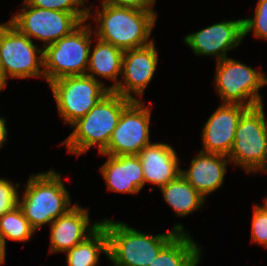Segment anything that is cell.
Listing matches in <instances>:
<instances>
[{
  "label": "cell",
  "instance_id": "obj_7",
  "mask_svg": "<svg viewBox=\"0 0 267 266\" xmlns=\"http://www.w3.org/2000/svg\"><path fill=\"white\" fill-rule=\"evenodd\" d=\"M23 3L24 7L9 22L31 40L33 37L43 41L42 48L69 35L82 22L88 21L89 14H71Z\"/></svg>",
  "mask_w": 267,
  "mask_h": 266
},
{
  "label": "cell",
  "instance_id": "obj_25",
  "mask_svg": "<svg viewBox=\"0 0 267 266\" xmlns=\"http://www.w3.org/2000/svg\"><path fill=\"white\" fill-rule=\"evenodd\" d=\"M251 30L257 38L267 39V0H258L254 17L243 19V37Z\"/></svg>",
  "mask_w": 267,
  "mask_h": 266
},
{
  "label": "cell",
  "instance_id": "obj_16",
  "mask_svg": "<svg viewBox=\"0 0 267 266\" xmlns=\"http://www.w3.org/2000/svg\"><path fill=\"white\" fill-rule=\"evenodd\" d=\"M137 156L142 164L144 185L148 182L160 188L181 174L177 153L168 144L151 143Z\"/></svg>",
  "mask_w": 267,
  "mask_h": 266
},
{
  "label": "cell",
  "instance_id": "obj_14",
  "mask_svg": "<svg viewBox=\"0 0 267 266\" xmlns=\"http://www.w3.org/2000/svg\"><path fill=\"white\" fill-rule=\"evenodd\" d=\"M247 109L240 104L222 103L204 125L201 152L229 156L238 122Z\"/></svg>",
  "mask_w": 267,
  "mask_h": 266
},
{
  "label": "cell",
  "instance_id": "obj_27",
  "mask_svg": "<svg viewBox=\"0 0 267 266\" xmlns=\"http://www.w3.org/2000/svg\"><path fill=\"white\" fill-rule=\"evenodd\" d=\"M252 216V241L267 247V212L261 205H254Z\"/></svg>",
  "mask_w": 267,
  "mask_h": 266
},
{
  "label": "cell",
  "instance_id": "obj_31",
  "mask_svg": "<svg viewBox=\"0 0 267 266\" xmlns=\"http://www.w3.org/2000/svg\"><path fill=\"white\" fill-rule=\"evenodd\" d=\"M261 170H263L264 172H267V146H266V151H265L263 161L261 165L254 172H258Z\"/></svg>",
  "mask_w": 267,
  "mask_h": 266
},
{
  "label": "cell",
  "instance_id": "obj_1",
  "mask_svg": "<svg viewBox=\"0 0 267 266\" xmlns=\"http://www.w3.org/2000/svg\"><path fill=\"white\" fill-rule=\"evenodd\" d=\"M101 222L108 235V259L114 266H148L178 233H185L182 224L155 236L137 231L125 222L106 218Z\"/></svg>",
  "mask_w": 267,
  "mask_h": 266
},
{
  "label": "cell",
  "instance_id": "obj_11",
  "mask_svg": "<svg viewBox=\"0 0 267 266\" xmlns=\"http://www.w3.org/2000/svg\"><path fill=\"white\" fill-rule=\"evenodd\" d=\"M149 107L141 100H132L122 111L107 148L102 155H138L150 142Z\"/></svg>",
  "mask_w": 267,
  "mask_h": 266
},
{
  "label": "cell",
  "instance_id": "obj_5",
  "mask_svg": "<svg viewBox=\"0 0 267 266\" xmlns=\"http://www.w3.org/2000/svg\"><path fill=\"white\" fill-rule=\"evenodd\" d=\"M84 23L43 48V71L48 84L65 76L86 75L94 32Z\"/></svg>",
  "mask_w": 267,
  "mask_h": 266
},
{
  "label": "cell",
  "instance_id": "obj_3",
  "mask_svg": "<svg viewBox=\"0 0 267 266\" xmlns=\"http://www.w3.org/2000/svg\"><path fill=\"white\" fill-rule=\"evenodd\" d=\"M132 100L110 91L81 119L71 125L73 132L62 142L69 153L80 156L91 147L101 154L108 146L123 109Z\"/></svg>",
  "mask_w": 267,
  "mask_h": 266
},
{
  "label": "cell",
  "instance_id": "obj_23",
  "mask_svg": "<svg viewBox=\"0 0 267 266\" xmlns=\"http://www.w3.org/2000/svg\"><path fill=\"white\" fill-rule=\"evenodd\" d=\"M34 232L19 206L0 216V238L5 243L6 239L25 242L31 239Z\"/></svg>",
  "mask_w": 267,
  "mask_h": 266
},
{
  "label": "cell",
  "instance_id": "obj_13",
  "mask_svg": "<svg viewBox=\"0 0 267 266\" xmlns=\"http://www.w3.org/2000/svg\"><path fill=\"white\" fill-rule=\"evenodd\" d=\"M243 19L215 23L195 33L188 34L184 42L195 55L216 56V61L227 58V51L243 40Z\"/></svg>",
  "mask_w": 267,
  "mask_h": 266
},
{
  "label": "cell",
  "instance_id": "obj_8",
  "mask_svg": "<svg viewBox=\"0 0 267 266\" xmlns=\"http://www.w3.org/2000/svg\"><path fill=\"white\" fill-rule=\"evenodd\" d=\"M64 123L83 118L110 90L88 75L65 76L49 83Z\"/></svg>",
  "mask_w": 267,
  "mask_h": 266
},
{
  "label": "cell",
  "instance_id": "obj_30",
  "mask_svg": "<svg viewBox=\"0 0 267 266\" xmlns=\"http://www.w3.org/2000/svg\"><path fill=\"white\" fill-rule=\"evenodd\" d=\"M6 243L0 238V265L5 262Z\"/></svg>",
  "mask_w": 267,
  "mask_h": 266
},
{
  "label": "cell",
  "instance_id": "obj_32",
  "mask_svg": "<svg viewBox=\"0 0 267 266\" xmlns=\"http://www.w3.org/2000/svg\"><path fill=\"white\" fill-rule=\"evenodd\" d=\"M5 87V74L1 64V57H0V91Z\"/></svg>",
  "mask_w": 267,
  "mask_h": 266
},
{
  "label": "cell",
  "instance_id": "obj_17",
  "mask_svg": "<svg viewBox=\"0 0 267 266\" xmlns=\"http://www.w3.org/2000/svg\"><path fill=\"white\" fill-rule=\"evenodd\" d=\"M101 174L111 192L136 194L144 186L142 164L137 155H107Z\"/></svg>",
  "mask_w": 267,
  "mask_h": 266
},
{
  "label": "cell",
  "instance_id": "obj_28",
  "mask_svg": "<svg viewBox=\"0 0 267 266\" xmlns=\"http://www.w3.org/2000/svg\"><path fill=\"white\" fill-rule=\"evenodd\" d=\"M156 0H101V3L120 7H131L143 11H154Z\"/></svg>",
  "mask_w": 267,
  "mask_h": 266
},
{
  "label": "cell",
  "instance_id": "obj_24",
  "mask_svg": "<svg viewBox=\"0 0 267 266\" xmlns=\"http://www.w3.org/2000/svg\"><path fill=\"white\" fill-rule=\"evenodd\" d=\"M28 5L40 7L44 9L68 12L71 14H89L91 10L85 6L84 0H24ZM79 6L81 8H79ZM84 7V8H83Z\"/></svg>",
  "mask_w": 267,
  "mask_h": 266
},
{
  "label": "cell",
  "instance_id": "obj_4",
  "mask_svg": "<svg viewBox=\"0 0 267 266\" xmlns=\"http://www.w3.org/2000/svg\"><path fill=\"white\" fill-rule=\"evenodd\" d=\"M24 187L18 206L35 231L73 207L61 175L52 169L31 175Z\"/></svg>",
  "mask_w": 267,
  "mask_h": 266
},
{
  "label": "cell",
  "instance_id": "obj_6",
  "mask_svg": "<svg viewBox=\"0 0 267 266\" xmlns=\"http://www.w3.org/2000/svg\"><path fill=\"white\" fill-rule=\"evenodd\" d=\"M216 65L215 88L223 104L263 105L259 90L267 84V77L261 71L228 57Z\"/></svg>",
  "mask_w": 267,
  "mask_h": 266
},
{
  "label": "cell",
  "instance_id": "obj_33",
  "mask_svg": "<svg viewBox=\"0 0 267 266\" xmlns=\"http://www.w3.org/2000/svg\"><path fill=\"white\" fill-rule=\"evenodd\" d=\"M267 212V197L264 199V205H261Z\"/></svg>",
  "mask_w": 267,
  "mask_h": 266
},
{
  "label": "cell",
  "instance_id": "obj_29",
  "mask_svg": "<svg viewBox=\"0 0 267 266\" xmlns=\"http://www.w3.org/2000/svg\"><path fill=\"white\" fill-rule=\"evenodd\" d=\"M6 119L5 117H0V148L3 147L5 142L7 141V128H6Z\"/></svg>",
  "mask_w": 267,
  "mask_h": 266
},
{
  "label": "cell",
  "instance_id": "obj_20",
  "mask_svg": "<svg viewBox=\"0 0 267 266\" xmlns=\"http://www.w3.org/2000/svg\"><path fill=\"white\" fill-rule=\"evenodd\" d=\"M187 232L178 233L148 266H197L201 246Z\"/></svg>",
  "mask_w": 267,
  "mask_h": 266
},
{
  "label": "cell",
  "instance_id": "obj_19",
  "mask_svg": "<svg viewBox=\"0 0 267 266\" xmlns=\"http://www.w3.org/2000/svg\"><path fill=\"white\" fill-rule=\"evenodd\" d=\"M123 55L124 51L122 49L97 38L94 49L90 48L87 67L88 72H90L86 75L93 79H96L95 75H99L101 78L113 80L115 83L108 87L110 91H113L120 82L118 76L121 75L122 71Z\"/></svg>",
  "mask_w": 267,
  "mask_h": 266
},
{
  "label": "cell",
  "instance_id": "obj_9",
  "mask_svg": "<svg viewBox=\"0 0 267 266\" xmlns=\"http://www.w3.org/2000/svg\"><path fill=\"white\" fill-rule=\"evenodd\" d=\"M39 53V56H38ZM0 57L8 78L44 77L43 48L37 49L33 40L21 33L9 21L0 24Z\"/></svg>",
  "mask_w": 267,
  "mask_h": 266
},
{
  "label": "cell",
  "instance_id": "obj_12",
  "mask_svg": "<svg viewBox=\"0 0 267 266\" xmlns=\"http://www.w3.org/2000/svg\"><path fill=\"white\" fill-rule=\"evenodd\" d=\"M154 44L153 41L147 46L124 51L121 71L123 81L120 80L113 92L130 100H141L136 96H143L157 68L158 52Z\"/></svg>",
  "mask_w": 267,
  "mask_h": 266
},
{
  "label": "cell",
  "instance_id": "obj_22",
  "mask_svg": "<svg viewBox=\"0 0 267 266\" xmlns=\"http://www.w3.org/2000/svg\"><path fill=\"white\" fill-rule=\"evenodd\" d=\"M66 253L68 266H96L101 253L108 257V235L105 228L101 225L85 241Z\"/></svg>",
  "mask_w": 267,
  "mask_h": 266
},
{
  "label": "cell",
  "instance_id": "obj_18",
  "mask_svg": "<svg viewBox=\"0 0 267 266\" xmlns=\"http://www.w3.org/2000/svg\"><path fill=\"white\" fill-rule=\"evenodd\" d=\"M227 162H231L228 156L200 151L191 160L189 169L181 170V174L205 198L222 186Z\"/></svg>",
  "mask_w": 267,
  "mask_h": 266
},
{
  "label": "cell",
  "instance_id": "obj_15",
  "mask_svg": "<svg viewBox=\"0 0 267 266\" xmlns=\"http://www.w3.org/2000/svg\"><path fill=\"white\" fill-rule=\"evenodd\" d=\"M89 212L74 204L65 214L50 224V253L67 252L85 241L100 226V222L90 225Z\"/></svg>",
  "mask_w": 267,
  "mask_h": 266
},
{
  "label": "cell",
  "instance_id": "obj_21",
  "mask_svg": "<svg viewBox=\"0 0 267 266\" xmlns=\"http://www.w3.org/2000/svg\"><path fill=\"white\" fill-rule=\"evenodd\" d=\"M163 197L178 216H186L203 206L201 196L180 174L176 179L160 187Z\"/></svg>",
  "mask_w": 267,
  "mask_h": 266
},
{
  "label": "cell",
  "instance_id": "obj_10",
  "mask_svg": "<svg viewBox=\"0 0 267 266\" xmlns=\"http://www.w3.org/2000/svg\"><path fill=\"white\" fill-rule=\"evenodd\" d=\"M267 146V122L263 105L248 108L241 116L228 156L233 165L250 174L262 163Z\"/></svg>",
  "mask_w": 267,
  "mask_h": 266
},
{
  "label": "cell",
  "instance_id": "obj_26",
  "mask_svg": "<svg viewBox=\"0 0 267 266\" xmlns=\"http://www.w3.org/2000/svg\"><path fill=\"white\" fill-rule=\"evenodd\" d=\"M19 186V183L15 186L8 179H0V216H3L18 206L19 194L17 188Z\"/></svg>",
  "mask_w": 267,
  "mask_h": 266
},
{
  "label": "cell",
  "instance_id": "obj_2",
  "mask_svg": "<svg viewBox=\"0 0 267 266\" xmlns=\"http://www.w3.org/2000/svg\"><path fill=\"white\" fill-rule=\"evenodd\" d=\"M94 21L98 23L94 35L101 41L112 44L123 51L151 44L149 39L155 25V11H143L131 7H120L102 3Z\"/></svg>",
  "mask_w": 267,
  "mask_h": 266
}]
</instances>
